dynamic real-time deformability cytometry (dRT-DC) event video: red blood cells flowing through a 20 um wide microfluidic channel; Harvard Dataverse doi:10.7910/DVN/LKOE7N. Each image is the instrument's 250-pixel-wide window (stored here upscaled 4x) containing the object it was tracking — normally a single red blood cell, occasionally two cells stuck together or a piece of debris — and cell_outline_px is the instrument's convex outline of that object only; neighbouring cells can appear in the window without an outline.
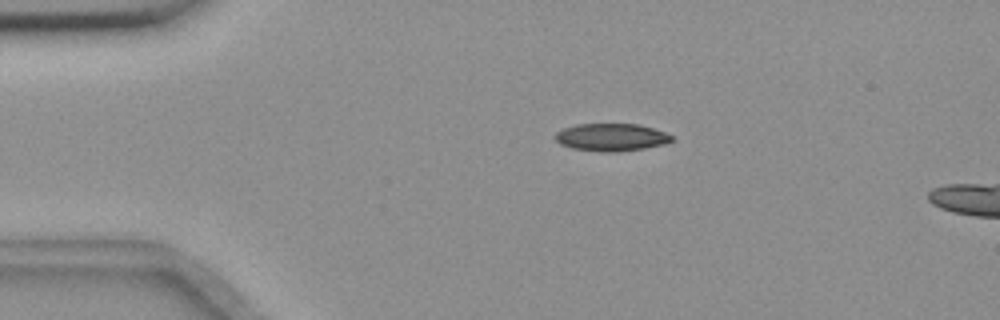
{"species": "common noctule bat (a hibernating species)", "species_latin": "Nyctalus noctula", "temperature_condition": "room temperature", "stored_images_in_passage": 9, "camera_frame_rate_fps": 3000, "um_per_image_px": 0.085, "animal": {"sex": "female", "body_mass_g": 18.4}, "frame": {"image": 1, "passage_image": 3, "time_ms": 0.667, "image_size_px": [1000, 320], "cell_outline_px": [[672, 140], [664, 144], [644, 148], [616, 152], [600, 152], [572, 148], [560, 144], [552, 136], [556, 132], [564, 128], [576, 124], [640, 124], [664, 132], [672, 136]], "centroid_in_image_um": [51.91, 11.66], "position_along_channel_um": 33.1, "area_um2": 18.73}}